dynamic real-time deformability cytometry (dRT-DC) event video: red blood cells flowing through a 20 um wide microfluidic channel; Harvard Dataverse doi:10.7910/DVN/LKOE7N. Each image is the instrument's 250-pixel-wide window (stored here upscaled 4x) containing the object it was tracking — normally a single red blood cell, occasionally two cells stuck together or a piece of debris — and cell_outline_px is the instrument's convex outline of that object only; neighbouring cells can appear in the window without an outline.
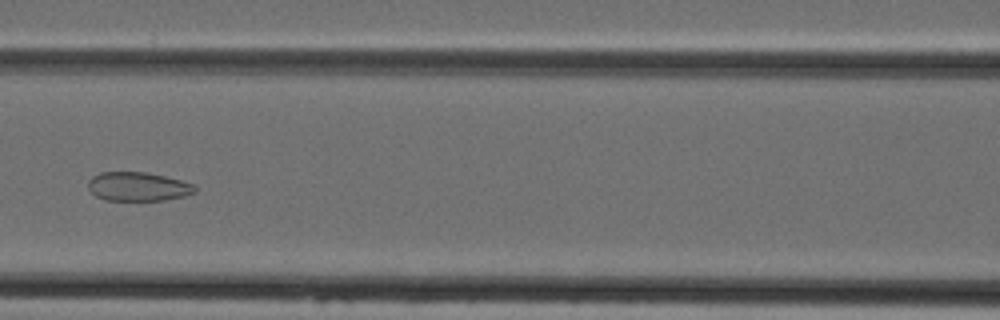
{"species": "Egyptian fruit bat (a non-hibernating species)", "species_latin": "Rousettus aegyptiacus", "temperature_condition": "cold", "stored_images_in_passage": 5, "camera_frame_rate_fps": 3000, "um_per_image_px": 0.085, "animal": {"sex": "female"}, "frame": {"image": 1, "passage_image": 5, "time_ms": 5.667, "image_size_px": [1000, 320], "cell_outline_px": [[196, 192], [184, 196], [164, 200], [104, 200], [96, 196], [88, 188], [88, 180], [92, 176], [100, 172], [144, 172], [164, 176], [180, 180], [192, 184], [196, 188]], "centroid_in_image_um": [11.7, 15.86], "position_along_channel_um": 154.9, "area_um2": 17.92}}